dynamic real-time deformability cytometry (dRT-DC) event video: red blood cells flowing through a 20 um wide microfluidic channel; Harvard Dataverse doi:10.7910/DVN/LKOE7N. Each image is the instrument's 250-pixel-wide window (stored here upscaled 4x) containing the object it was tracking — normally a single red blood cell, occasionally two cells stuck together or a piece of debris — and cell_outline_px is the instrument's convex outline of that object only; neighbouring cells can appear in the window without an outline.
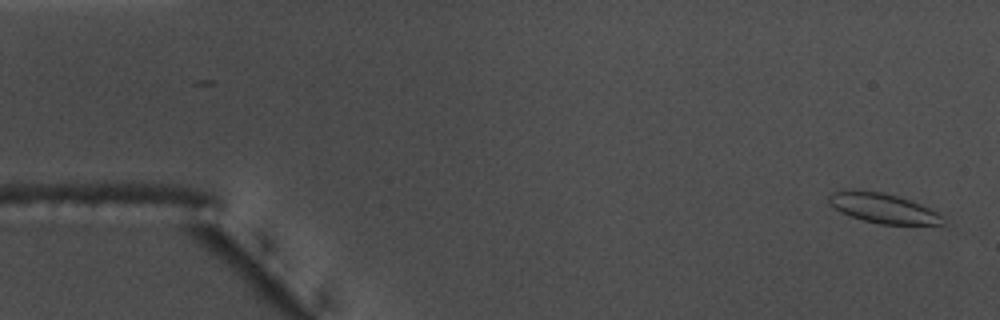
{"species": "common noctule bat (a hibernating species)", "species_latin": "Nyctalus noctula", "temperature_condition": "warm", "stored_images_in_passage": 56, "camera_frame_rate_fps": 3000, "um_per_image_px": 0.085, "animal": {"sex": "male", "body_mass_g": 17.5, "forearm_length_mm": 52.3}, "frame": {"image": 1, "passage_image": 2, "time_ms": 0.333, "image_size_px": [1000, 320], "cell_outline_px": [[944, 224], [880, 224], [864, 220], [840, 212], [828, 204], [828, 196], [832, 192], [844, 188], [852, 188], [884, 192], [920, 204], [936, 212], [940, 216]], "centroid_in_image_um": [74.93, 17.65], "position_along_channel_um": 10.1, "area_um2": 19.77}}
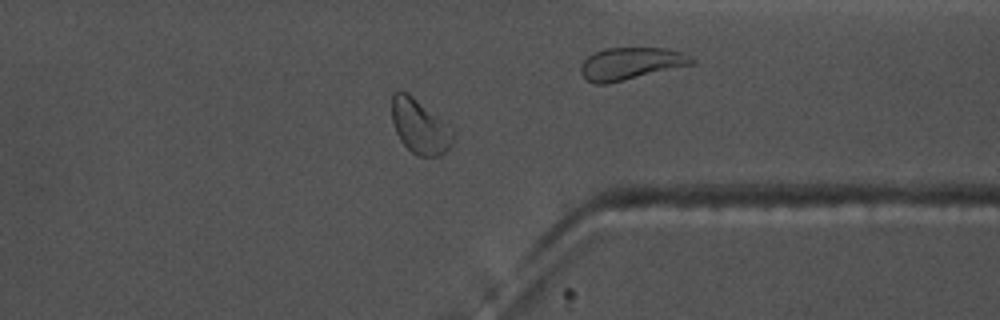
{"frame": {"image": 2, "passage_image": 44, "time_ms": 14.333, "image_size_px": [1000, 320], "cell_outline_px": [[456, 132], [452, 144], [440, 156], [416, 156], [400, 140], [396, 132], [392, 120], [392, 92], [408, 92], [452, 128]], "centroid_in_image_um": [35.69, 10.76], "position_along_channel_um": 375.7, "area_um2": 19.36}}
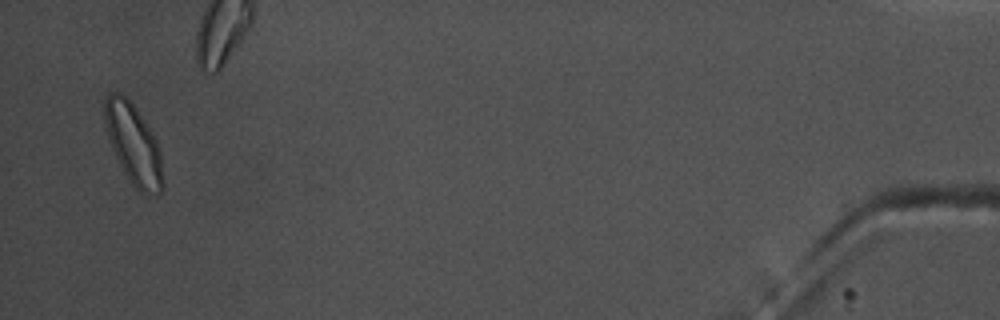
{"frame": {"image": 3, "passage_image": 55, "time_ms": 18.0, "image_size_px": [1000, 320], "cell_outline_px": [[164, 188], [156, 196], [148, 196], [140, 192], [132, 184], [124, 172], [112, 148], [108, 136], [104, 120], [104, 100], [112, 92], [116, 92], [124, 96], [132, 104], [152, 132], [156, 140], [160, 152], [164, 184]], "centroid_in_image_um": [11.37, 12.32], "position_along_channel_um": 423.8, "area_um2": 26.99}, "authors_computed_cell_mechanics": {"area_um2": 18.9295, "velocity_mm_per_s": 3.6202, "shape_relaxation_time_tau1_ms": 2.1859, "shape_relaxation_time_tau2_ms": 9.5242, "deformation_change_tau1": 0.0769, "deformation_change_tau2": 0.1295}}